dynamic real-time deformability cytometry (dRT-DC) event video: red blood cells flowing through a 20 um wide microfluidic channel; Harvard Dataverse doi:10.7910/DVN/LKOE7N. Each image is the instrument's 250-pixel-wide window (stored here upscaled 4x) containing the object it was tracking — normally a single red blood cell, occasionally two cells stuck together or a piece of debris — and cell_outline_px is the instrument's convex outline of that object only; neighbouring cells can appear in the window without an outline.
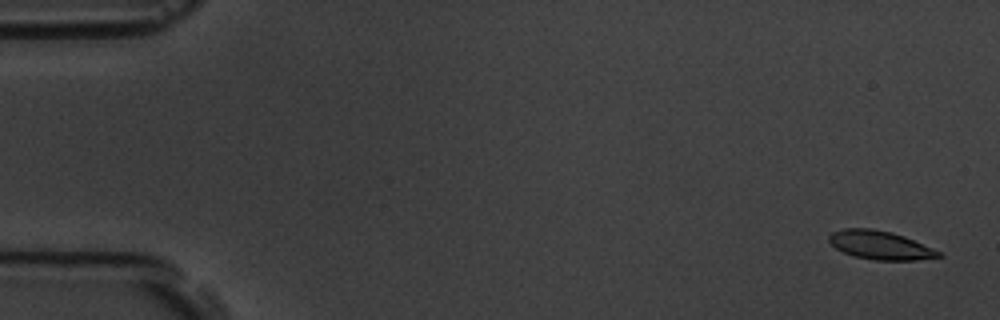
{"species": "common noctule bat (a hibernating species)", "species_latin": "Nyctalus noctula", "temperature_condition": "room temperature", "stored_images_in_passage": 6, "camera_frame_rate_fps": 3000, "um_per_image_px": 0.085, "animal": {"sex": "male", "body_mass_g": 19.5, "forearm_length_mm": 54.6}, "frame": {"image": 1, "passage_image": 1, "time_ms": 0.0, "image_size_px": [1000, 320], "cell_outline_px": [[944, 256], [916, 260], [876, 260], [852, 256], [836, 248], [828, 240], [828, 236], [832, 232], [844, 228], [872, 228], [892, 232], [904, 236], [932, 248], [940, 252]], "centroid_in_image_um": [74.79, 20.83], "position_along_channel_um": 10.2, "area_um2": 18.21}}
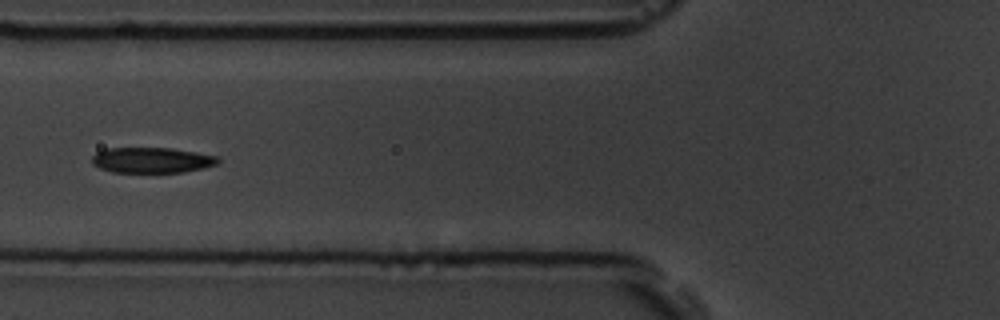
{"frame": {"image": 2, "passage_image": 6, "time_ms": 6.667, "image_size_px": [1000, 320], "cell_outline_px": [[220, 160], [216, 164], [204, 168], [184, 172], [112, 172], [100, 168], [92, 164], [92, 156], [96, 152], [108, 148], [172, 148], [220, 156]], "centroid_in_image_um": [12.92, 13.61], "position_along_channel_um": 112.9, "area_um2": 18.84}}